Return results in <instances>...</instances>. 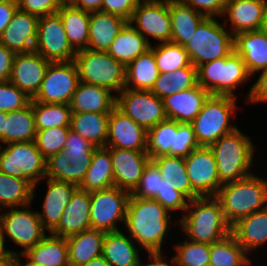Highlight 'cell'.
Masks as SVG:
<instances>
[{"label": "cell", "instance_id": "cell-30", "mask_svg": "<svg viewBox=\"0 0 267 266\" xmlns=\"http://www.w3.org/2000/svg\"><path fill=\"white\" fill-rule=\"evenodd\" d=\"M21 256L34 266H70L66 238L52 234L46 235Z\"/></svg>", "mask_w": 267, "mask_h": 266}, {"label": "cell", "instance_id": "cell-34", "mask_svg": "<svg viewBox=\"0 0 267 266\" xmlns=\"http://www.w3.org/2000/svg\"><path fill=\"white\" fill-rule=\"evenodd\" d=\"M171 19V42L185 45L199 24L206 18L203 14L178 0H169Z\"/></svg>", "mask_w": 267, "mask_h": 266}, {"label": "cell", "instance_id": "cell-65", "mask_svg": "<svg viewBox=\"0 0 267 266\" xmlns=\"http://www.w3.org/2000/svg\"><path fill=\"white\" fill-rule=\"evenodd\" d=\"M0 266H17V257L10 255L5 259H0Z\"/></svg>", "mask_w": 267, "mask_h": 266}, {"label": "cell", "instance_id": "cell-24", "mask_svg": "<svg viewBox=\"0 0 267 266\" xmlns=\"http://www.w3.org/2000/svg\"><path fill=\"white\" fill-rule=\"evenodd\" d=\"M90 192L78 188L66 205L57 227L50 233L67 237L90 229Z\"/></svg>", "mask_w": 267, "mask_h": 266}, {"label": "cell", "instance_id": "cell-44", "mask_svg": "<svg viewBox=\"0 0 267 266\" xmlns=\"http://www.w3.org/2000/svg\"><path fill=\"white\" fill-rule=\"evenodd\" d=\"M177 134V122L167 119L147 130L146 152L150 158L161 155L174 156V140Z\"/></svg>", "mask_w": 267, "mask_h": 266}, {"label": "cell", "instance_id": "cell-38", "mask_svg": "<svg viewBox=\"0 0 267 266\" xmlns=\"http://www.w3.org/2000/svg\"><path fill=\"white\" fill-rule=\"evenodd\" d=\"M158 75L154 52L148 49L126 66L125 88L151 91Z\"/></svg>", "mask_w": 267, "mask_h": 266}, {"label": "cell", "instance_id": "cell-4", "mask_svg": "<svg viewBox=\"0 0 267 266\" xmlns=\"http://www.w3.org/2000/svg\"><path fill=\"white\" fill-rule=\"evenodd\" d=\"M232 226L241 218L267 207V178L255 172L244 179L225 183L215 196Z\"/></svg>", "mask_w": 267, "mask_h": 266}, {"label": "cell", "instance_id": "cell-22", "mask_svg": "<svg viewBox=\"0 0 267 266\" xmlns=\"http://www.w3.org/2000/svg\"><path fill=\"white\" fill-rule=\"evenodd\" d=\"M210 95L197 84L190 89L165 97L163 103L167 118L178 123L190 124L200 113Z\"/></svg>", "mask_w": 267, "mask_h": 266}, {"label": "cell", "instance_id": "cell-7", "mask_svg": "<svg viewBox=\"0 0 267 266\" xmlns=\"http://www.w3.org/2000/svg\"><path fill=\"white\" fill-rule=\"evenodd\" d=\"M215 17H206L183 47L196 68L228 56L234 50V36Z\"/></svg>", "mask_w": 267, "mask_h": 266}, {"label": "cell", "instance_id": "cell-2", "mask_svg": "<svg viewBox=\"0 0 267 266\" xmlns=\"http://www.w3.org/2000/svg\"><path fill=\"white\" fill-rule=\"evenodd\" d=\"M178 224L187 239L212 244L231 234V225L225 218L220 201L215 196L198 197L189 201Z\"/></svg>", "mask_w": 267, "mask_h": 266}, {"label": "cell", "instance_id": "cell-1", "mask_svg": "<svg viewBox=\"0 0 267 266\" xmlns=\"http://www.w3.org/2000/svg\"><path fill=\"white\" fill-rule=\"evenodd\" d=\"M171 215L155 199L136 198L130 194L124 226L138 248L145 249L148 255L162 254L165 236L171 230Z\"/></svg>", "mask_w": 267, "mask_h": 266}, {"label": "cell", "instance_id": "cell-43", "mask_svg": "<svg viewBox=\"0 0 267 266\" xmlns=\"http://www.w3.org/2000/svg\"><path fill=\"white\" fill-rule=\"evenodd\" d=\"M32 191L33 185L26 179L0 171V210L32 204Z\"/></svg>", "mask_w": 267, "mask_h": 266}, {"label": "cell", "instance_id": "cell-49", "mask_svg": "<svg viewBox=\"0 0 267 266\" xmlns=\"http://www.w3.org/2000/svg\"><path fill=\"white\" fill-rule=\"evenodd\" d=\"M161 181L159 168L150 159L144 166L139 184L131 195L136 198L153 199L156 195H161Z\"/></svg>", "mask_w": 267, "mask_h": 266}, {"label": "cell", "instance_id": "cell-54", "mask_svg": "<svg viewBox=\"0 0 267 266\" xmlns=\"http://www.w3.org/2000/svg\"><path fill=\"white\" fill-rule=\"evenodd\" d=\"M18 9L38 18L55 14L60 9L57 0H17Z\"/></svg>", "mask_w": 267, "mask_h": 266}, {"label": "cell", "instance_id": "cell-36", "mask_svg": "<svg viewBox=\"0 0 267 266\" xmlns=\"http://www.w3.org/2000/svg\"><path fill=\"white\" fill-rule=\"evenodd\" d=\"M110 113H72L70 129L96 147H106Z\"/></svg>", "mask_w": 267, "mask_h": 266}, {"label": "cell", "instance_id": "cell-9", "mask_svg": "<svg viewBox=\"0 0 267 266\" xmlns=\"http://www.w3.org/2000/svg\"><path fill=\"white\" fill-rule=\"evenodd\" d=\"M0 145V171L24 178L33 185L32 198L37 185L46 174V159L38 150L35 140Z\"/></svg>", "mask_w": 267, "mask_h": 266}, {"label": "cell", "instance_id": "cell-68", "mask_svg": "<svg viewBox=\"0 0 267 266\" xmlns=\"http://www.w3.org/2000/svg\"><path fill=\"white\" fill-rule=\"evenodd\" d=\"M142 2L167 1V0H140Z\"/></svg>", "mask_w": 267, "mask_h": 266}, {"label": "cell", "instance_id": "cell-20", "mask_svg": "<svg viewBox=\"0 0 267 266\" xmlns=\"http://www.w3.org/2000/svg\"><path fill=\"white\" fill-rule=\"evenodd\" d=\"M114 186L130 194L138 186L144 166L150 160L146 151L110 148Z\"/></svg>", "mask_w": 267, "mask_h": 266}, {"label": "cell", "instance_id": "cell-55", "mask_svg": "<svg viewBox=\"0 0 267 266\" xmlns=\"http://www.w3.org/2000/svg\"><path fill=\"white\" fill-rule=\"evenodd\" d=\"M193 8L206 17H221L222 19L226 1L225 0H178Z\"/></svg>", "mask_w": 267, "mask_h": 266}, {"label": "cell", "instance_id": "cell-6", "mask_svg": "<svg viewBox=\"0 0 267 266\" xmlns=\"http://www.w3.org/2000/svg\"><path fill=\"white\" fill-rule=\"evenodd\" d=\"M236 99L232 96L220 95L208 97L200 113L190 123L200 146L209 147L222 136L238 128L230 123L236 115Z\"/></svg>", "mask_w": 267, "mask_h": 266}, {"label": "cell", "instance_id": "cell-60", "mask_svg": "<svg viewBox=\"0 0 267 266\" xmlns=\"http://www.w3.org/2000/svg\"><path fill=\"white\" fill-rule=\"evenodd\" d=\"M103 0H77L75 8L88 12L101 11Z\"/></svg>", "mask_w": 267, "mask_h": 266}, {"label": "cell", "instance_id": "cell-27", "mask_svg": "<svg viewBox=\"0 0 267 266\" xmlns=\"http://www.w3.org/2000/svg\"><path fill=\"white\" fill-rule=\"evenodd\" d=\"M128 21L103 11L90 12L88 48L107 52L117 34Z\"/></svg>", "mask_w": 267, "mask_h": 266}, {"label": "cell", "instance_id": "cell-41", "mask_svg": "<svg viewBox=\"0 0 267 266\" xmlns=\"http://www.w3.org/2000/svg\"><path fill=\"white\" fill-rule=\"evenodd\" d=\"M198 84L197 68L190 64L171 73H159L151 92L164 99Z\"/></svg>", "mask_w": 267, "mask_h": 266}, {"label": "cell", "instance_id": "cell-11", "mask_svg": "<svg viewBox=\"0 0 267 266\" xmlns=\"http://www.w3.org/2000/svg\"><path fill=\"white\" fill-rule=\"evenodd\" d=\"M30 206L31 204L22 206L20 209L18 207L7 208V211L0 212L4 239H6L5 236L9 237L12 242L23 248L19 256L46 236V230L37 214L38 211L30 210Z\"/></svg>", "mask_w": 267, "mask_h": 266}, {"label": "cell", "instance_id": "cell-32", "mask_svg": "<svg viewBox=\"0 0 267 266\" xmlns=\"http://www.w3.org/2000/svg\"><path fill=\"white\" fill-rule=\"evenodd\" d=\"M135 244V245H134ZM140 248L122 230L106 232L102 256L111 266H136L141 263Z\"/></svg>", "mask_w": 267, "mask_h": 266}, {"label": "cell", "instance_id": "cell-59", "mask_svg": "<svg viewBox=\"0 0 267 266\" xmlns=\"http://www.w3.org/2000/svg\"><path fill=\"white\" fill-rule=\"evenodd\" d=\"M18 9L17 0H4L0 3V37Z\"/></svg>", "mask_w": 267, "mask_h": 266}, {"label": "cell", "instance_id": "cell-40", "mask_svg": "<svg viewBox=\"0 0 267 266\" xmlns=\"http://www.w3.org/2000/svg\"><path fill=\"white\" fill-rule=\"evenodd\" d=\"M71 47L77 52L88 48L90 12L72 7H60L57 12Z\"/></svg>", "mask_w": 267, "mask_h": 266}, {"label": "cell", "instance_id": "cell-62", "mask_svg": "<svg viewBox=\"0 0 267 266\" xmlns=\"http://www.w3.org/2000/svg\"><path fill=\"white\" fill-rule=\"evenodd\" d=\"M6 240L4 239V235H3V231H2V226L0 223V259H5L7 257H9L10 255L19 256V253L17 251L14 250H9L8 248L5 247V242Z\"/></svg>", "mask_w": 267, "mask_h": 266}, {"label": "cell", "instance_id": "cell-63", "mask_svg": "<svg viewBox=\"0 0 267 266\" xmlns=\"http://www.w3.org/2000/svg\"><path fill=\"white\" fill-rule=\"evenodd\" d=\"M81 266H111V265L101 255V256L96 257V258L92 259L91 261H89L88 263L83 264Z\"/></svg>", "mask_w": 267, "mask_h": 266}, {"label": "cell", "instance_id": "cell-15", "mask_svg": "<svg viewBox=\"0 0 267 266\" xmlns=\"http://www.w3.org/2000/svg\"><path fill=\"white\" fill-rule=\"evenodd\" d=\"M150 43L154 38L159 43L169 42L171 39V19L169 13V0L140 2L134 9L129 21ZM135 24V25H134Z\"/></svg>", "mask_w": 267, "mask_h": 266}, {"label": "cell", "instance_id": "cell-26", "mask_svg": "<svg viewBox=\"0 0 267 266\" xmlns=\"http://www.w3.org/2000/svg\"><path fill=\"white\" fill-rule=\"evenodd\" d=\"M69 106L72 113H110L116 107V95L106 88L80 81Z\"/></svg>", "mask_w": 267, "mask_h": 266}, {"label": "cell", "instance_id": "cell-50", "mask_svg": "<svg viewBox=\"0 0 267 266\" xmlns=\"http://www.w3.org/2000/svg\"><path fill=\"white\" fill-rule=\"evenodd\" d=\"M30 102L31 99L10 81L0 82V111L19 110Z\"/></svg>", "mask_w": 267, "mask_h": 266}, {"label": "cell", "instance_id": "cell-17", "mask_svg": "<svg viewBox=\"0 0 267 266\" xmlns=\"http://www.w3.org/2000/svg\"><path fill=\"white\" fill-rule=\"evenodd\" d=\"M228 16V20L226 17ZM233 36L267 27V0H232L226 3L222 18Z\"/></svg>", "mask_w": 267, "mask_h": 266}, {"label": "cell", "instance_id": "cell-35", "mask_svg": "<svg viewBox=\"0 0 267 266\" xmlns=\"http://www.w3.org/2000/svg\"><path fill=\"white\" fill-rule=\"evenodd\" d=\"M114 186L113 164L110 147H97L79 188L87 192L108 189Z\"/></svg>", "mask_w": 267, "mask_h": 266}, {"label": "cell", "instance_id": "cell-42", "mask_svg": "<svg viewBox=\"0 0 267 266\" xmlns=\"http://www.w3.org/2000/svg\"><path fill=\"white\" fill-rule=\"evenodd\" d=\"M232 234L210 244V266H253V260Z\"/></svg>", "mask_w": 267, "mask_h": 266}, {"label": "cell", "instance_id": "cell-56", "mask_svg": "<svg viewBox=\"0 0 267 266\" xmlns=\"http://www.w3.org/2000/svg\"><path fill=\"white\" fill-rule=\"evenodd\" d=\"M140 2V0H103L101 11L118 15L129 22Z\"/></svg>", "mask_w": 267, "mask_h": 266}, {"label": "cell", "instance_id": "cell-39", "mask_svg": "<svg viewBox=\"0 0 267 266\" xmlns=\"http://www.w3.org/2000/svg\"><path fill=\"white\" fill-rule=\"evenodd\" d=\"M36 122L33 101L24 108L7 112L4 144L33 141L36 137Z\"/></svg>", "mask_w": 267, "mask_h": 266}, {"label": "cell", "instance_id": "cell-19", "mask_svg": "<svg viewBox=\"0 0 267 266\" xmlns=\"http://www.w3.org/2000/svg\"><path fill=\"white\" fill-rule=\"evenodd\" d=\"M106 147L146 151L147 130L115 107L109 115Z\"/></svg>", "mask_w": 267, "mask_h": 266}, {"label": "cell", "instance_id": "cell-16", "mask_svg": "<svg viewBox=\"0 0 267 266\" xmlns=\"http://www.w3.org/2000/svg\"><path fill=\"white\" fill-rule=\"evenodd\" d=\"M191 188L200 196H216L222 184L210 147L200 146L184 158Z\"/></svg>", "mask_w": 267, "mask_h": 266}, {"label": "cell", "instance_id": "cell-57", "mask_svg": "<svg viewBox=\"0 0 267 266\" xmlns=\"http://www.w3.org/2000/svg\"><path fill=\"white\" fill-rule=\"evenodd\" d=\"M258 79L252 84L246 95V103H267V70L259 73Z\"/></svg>", "mask_w": 267, "mask_h": 266}, {"label": "cell", "instance_id": "cell-10", "mask_svg": "<svg viewBox=\"0 0 267 266\" xmlns=\"http://www.w3.org/2000/svg\"><path fill=\"white\" fill-rule=\"evenodd\" d=\"M130 193L116 186L90 192V228L104 232L119 231L125 225Z\"/></svg>", "mask_w": 267, "mask_h": 266}, {"label": "cell", "instance_id": "cell-47", "mask_svg": "<svg viewBox=\"0 0 267 266\" xmlns=\"http://www.w3.org/2000/svg\"><path fill=\"white\" fill-rule=\"evenodd\" d=\"M174 247L173 259L177 266H210V244L186 238Z\"/></svg>", "mask_w": 267, "mask_h": 266}, {"label": "cell", "instance_id": "cell-21", "mask_svg": "<svg viewBox=\"0 0 267 266\" xmlns=\"http://www.w3.org/2000/svg\"><path fill=\"white\" fill-rule=\"evenodd\" d=\"M39 18L19 9L3 31L0 43L15 54L34 50Z\"/></svg>", "mask_w": 267, "mask_h": 266}, {"label": "cell", "instance_id": "cell-67", "mask_svg": "<svg viewBox=\"0 0 267 266\" xmlns=\"http://www.w3.org/2000/svg\"><path fill=\"white\" fill-rule=\"evenodd\" d=\"M17 266H34V265H31L28 262L23 263L22 260H21V258H19V256H18L17 257Z\"/></svg>", "mask_w": 267, "mask_h": 266}, {"label": "cell", "instance_id": "cell-5", "mask_svg": "<svg viewBox=\"0 0 267 266\" xmlns=\"http://www.w3.org/2000/svg\"><path fill=\"white\" fill-rule=\"evenodd\" d=\"M197 76L198 84L211 95L235 98V89L252 77L242 57L234 50L226 57L199 65Z\"/></svg>", "mask_w": 267, "mask_h": 266}, {"label": "cell", "instance_id": "cell-53", "mask_svg": "<svg viewBox=\"0 0 267 266\" xmlns=\"http://www.w3.org/2000/svg\"><path fill=\"white\" fill-rule=\"evenodd\" d=\"M70 159L62 151L46 159L45 178L69 183Z\"/></svg>", "mask_w": 267, "mask_h": 266}, {"label": "cell", "instance_id": "cell-14", "mask_svg": "<svg viewBox=\"0 0 267 266\" xmlns=\"http://www.w3.org/2000/svg\"><path fill=\"white\" fill-rule=\"evenodd\" d=\"M34 50L51 61H73L76 51L71 47L58 13L39 18Z\"/></svg>", "mask_w": 267, "mask_h": 266}, {"label": "cell", "instance_id": "cell-3", "mask_svg": "<svg viewBox=\"0 0 267 266\" xmlns=\"http://www.w3.org/2000/svg\"><path fill=\"white\" fill-rule=\"evenodd\" d=\"M252 142L249 136L236 128L209 146L213 151L222 185L253 174L251 167L254 165L256 146Z\"/></svg>", "mask_w": 267, "mask_h": 266}, {"label": "cell", "instance_id": "cell-48", "mask_svg": "<svg viewBox=\"0 0 267 266\" xmlns=\"http://www.w3.org/2000/svg\"><path fill=\"white\" fill-rule=\"evenodd\" d=\"M69 129L70 127H53L37 130L35 142L45 159L64 149Z\"/></svg>", "mask_w": 267, "mask_h": 266}, {"label": "cell", "instance_id": "cell-13", "mask_svg": "<svg viewBox=\"0 0 267 266\" xmlns=\"http://www.w3.org/2000/svg\"><path fill=\"white\" fill-rule=\"evenodd\" d=\"M116 107L146 130L168 119L163 99L151 91L124 88L116 95Z\"/></svg>", "mask_w": 267, "mask_h": 266}, {"label": "cell", "instance_id": "cell-46", "mask_svg": "<svg viewBox=\"0 0 267 266\" xmlns=\"http://www.w3.org/2000/svg\"><path fill=\"white\" fill-rule=\"evenodd\" d=\"M36 130L53 127H70L71 108L69 104H52L33 101Z\"/></svg>", "mask_w": 267, "mask_h": 266}, {"label": "cell", "instance_id": "cell-8", "mask_svg": "<svg viewBox=\"0 0 267 266\" xmlns=\"http://www.w3.org/2000/svg\"><path fill=\"white\" fill-rule=\"evenodd\" d=\"M73 61L81 82L106 88L115 95L125 88L126 67L107 52L80 50Z\"/></svg>", "mask_w": 267, "mask_h": 266}, {"label": "cell", "instance_id": "cell-29", "mask_svg": "<svg viewBox=\"0 0 267 266\" xmlns=\"http://www.w3.org/2000/svg\"><path fill=\"white\" fill-rule=\"evenodd\" d=\"M96 148L80 134L69 129V134L62 150L63 155L70 159L69 183L80 186L90 167L91 158Z\"/></svg>", "mask_w": 267, "mask_h": 266}, {"label": "cell", "instance_id": "cell-61", "mask_svg": "<svg viewBox=\"0 0 267 266\" xmlns=\"http://www.w3.org/2000/svg\"><path fill=\"white\" fill-rule=\"evenodd\" d=\"M149 256L150 261L143 266H177L173 257L170 258V261H165L163 254H149Z\"/></svg>", "mask_w": 267, "mask_h": 266}, {"label": "cell", "instance_id": "cell-18", "mask_svg": "<svg viewBox=\"0 0 267 266\" xmlns=\"http://www.w3.org/2000/svg\"><path fill=\"white\" fill-rule=\"evenodd\" d=\"M50 62L35 50L17 53L13 59L9 81L33 99L40 89Z\"/></svg>", "mask_w": 267, "mask_h": 266}, {"label": "cell", "instance_id": "cell-58", "mask_svg": "<svg viewBox=\"0 0 267 266\" xmlns=\"http://www.w3.org/2000/svg\"><path fill=\"white\" fill-rule=\"evenodd\" d=\"M15 53L0 43V82L9 81Z\"/></svg>", "mask_w": 267, "mask_h": 266}, {"label": "cell", "instance_id": "cell-51", "mask_svg": "<svg viewBox=\"0 0 267 266\" xmlns=\"http://www.w3.org/2000/svg\"><path fill=\"white\" fill-rule=\"evenodd\" d=\"M199 147L200 145L196 140L192 125L177 122V134L174 140V156L185 158Z\"/></svg>", "mask_w": 267, "mask_h": 266}, {"label": "cell", "instance_id": "cell-28", "mask_svg": "<svg viewBox=\"0 0 267 266\" xmlns=\"http://www.w3.org/2000/svg\"><path fill=\"white\" fill-rule=\"evenodd\" d=\"M231 234L249 255L267 245V207L238 220L231 226Z\"/></svg>", "mask_w": 267, "mask_h": 266}, {"label": "cell", "instance_id": "cell-45", "mask_svg": "<svg viewBox=\"0 0 267 266\" xmlns=\"http://www.w3.org/2000/svg\"><path fill=\"white\" fill-rule=\"evenodd\" d=\"M150 49L154 52L159 73H171L191 64L185 48L177 43L158 42L156 46L151 45Z\"/></svg>", "mask_w": 267, "mask_h": 266}, {"label": "cell", "instance_id": "cell-31", "mask_svg": "<svg viewBox=\"0 0 267 266\" xmlns=\"http://www.w3.org/2000/svg\"><path fill=\"white\" fill-rule=\"evenodd\" d=\"M106 232L87 229L65 237L68 244L70 266H81L102 255Z\"/></svg>", "mask_w": 267, "mask_h": 266}, {"label": "cell", "instance_id": "cell-23", "mask_svg": "<svg viewBox=\"0 0 267 266\" xmlns=\"http://www.w3.org/2000/svg\"><path fill=\"white\" fill-rule=\"evenodd\" d=\"M234 51L242 57L251 76L267 70V27L236 34Z\"/></svg>", "mask_w": 267, "mask_h": 266}, {"label": "cell", "instance_id": "cell-12", "mask_svg": "<svg viewBox=\"0 0 267 266\" xmlns=\"http://www.w3.org/2000/svg\"><path fill=\"white\" fill-rule=\"evenodd\" d=\"M80 78L74 61L50 62L40 89L32 101L69 104Z\"/></svg>", "mask_w": 267, "mask_h": 266}, {"label": "cell", "instance_id": "cell-33", "mask_svg": "<svg viewBox=\"0 0 267 266\" xmlns=\"http://www.w3.org/2000/svg\"><path fill=\"white\" fill-rule=\"evenodd\" d=\"M150 44L130 22H127L111 43L107 53L125 67L150 49Z\"/></svg>", "mask_w": 267, "mask_h": 266}, {"label": "cell", "instance_id": "cell-37", "mask_svg": "<svg viewBox=\"0 0 267 266\" xmlns=\"http://www.w3.org/2000/svg\"><path fill=\"white\" fill-rule=\"evenodd\" d=\"M159 168L162 179L171 188L183 193L190 201L200 197L192 188L183 157L161 155L150 158Z\"/></svg>", "mask_w": 267, "mask_h": 266}, {"label": "cell", "instance_id": "cell-66", "mask_svg": "<svg viewBox=\"0 0 267 266\" xmlns=\"http://www.w3.org/2000/svg\"><path fill=\"white\" fill-rule=\"evenodd\" d=\"M59 7H72L75 6L77 0H57Z\"/></svg>", "mask_w": 267, "mask_h": 266}, {"label": "cell", "instance_id": "cell-64", "mask_svg": "<svg viewBox=\"0 0 267 266\" xmlns=\"http://www.w3.org/2000/svg\"><path fill=\"white\" fill-rule=\"evenodd\" d=\"M5 119H7V112L0 111V145L4 143Z\"/></svg>", "mask_w": 267, "mask_h": 266}, {"label": "cell", "instance_id": "cell-25", "mask_svg": "<svg viewBox=\"0 0 267 266\" xmlns=\"http://www.w3.org/2000/svg\"><path fill=\"white\" fill-rule=\"evenodd\" d=\"M47 192L43 200V210L37 212L43 228L49 234L57 227L66 205L71 201L77 185L47 178Z\"/></svg>", "mask_w": 267, "mask_h": 266}, {"label": "cell", "instance_id": "cell-52", "mask_svg": "<svg viewBox=\"0 0 267 266\" xmlns=\"http://www.w3.org/2000/svg\"><path fill=\"white\" fill-rule=\"evenodd\" d=\"M153 199L158 201L169 213L182 210V214L188 207L189 199L180 191L171 188L163 179L161 181V195Z\"/></svg>", "mask_w": 267, "mask_h": 266}]
</instances>
